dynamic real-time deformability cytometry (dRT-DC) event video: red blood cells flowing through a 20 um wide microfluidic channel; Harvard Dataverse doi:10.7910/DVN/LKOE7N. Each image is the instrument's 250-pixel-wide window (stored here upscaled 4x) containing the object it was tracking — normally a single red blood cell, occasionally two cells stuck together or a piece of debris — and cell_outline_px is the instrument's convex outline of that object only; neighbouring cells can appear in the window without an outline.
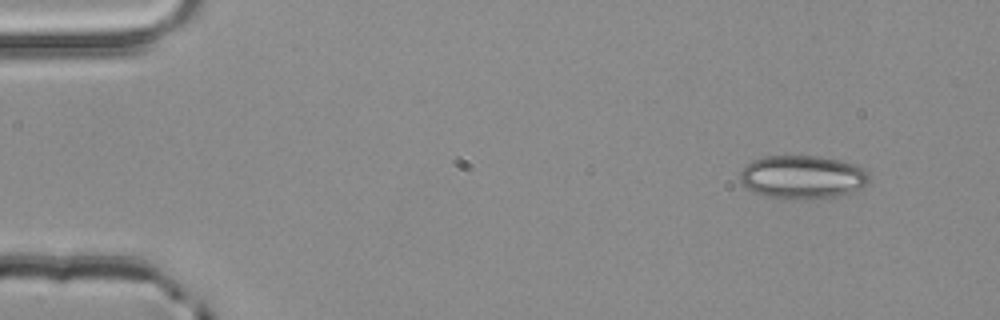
{"species": "common noctule bat (a hibernating species)", "species_latin": "Nyctalus noctula", "temperature_condition": "room temperature", "stored_images_in_passage": 3, "camera_frame_rate_fps": 3000, "um_per_image_px": 0.085, "animal": {"sex": "male", "body_mass_g": 20.4}, "frame": {"image": 1, "passage_image": 1, "time_ms": 0.0, "image_size_px": [1000, 320], "cell_outline_px": [[868, 184], [852, 192], [836, 196], [792, 200], [784, 200], [752, 192], [744, 188], [740, 180], [740, 172], [744, 164], [752, 160], [764, 156], [816, 156], [840, 160], [856, 164], [864, 168], [868, 176]], "centroid_in_image_um": [68.16, 15.05], "position_along_channel_um": 16.8, "area_um2": 33.06}}